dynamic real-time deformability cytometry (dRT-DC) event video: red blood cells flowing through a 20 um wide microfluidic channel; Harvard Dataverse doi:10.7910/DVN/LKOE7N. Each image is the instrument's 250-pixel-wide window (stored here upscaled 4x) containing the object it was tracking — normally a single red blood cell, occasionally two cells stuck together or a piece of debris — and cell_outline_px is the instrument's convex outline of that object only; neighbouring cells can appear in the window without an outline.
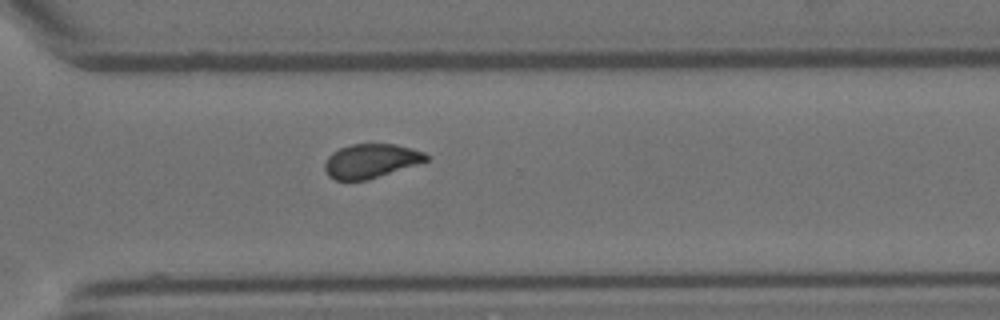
{"species": "Egyptian fruit bat (a non-hibernating species)", "species_latin": "Rousettus aegyptiacus", "temperature_condition": "room temperature", "stored_images_in_passage": 10, "camera_frame_rate_fps": 3000, "um_per_image_px": 0.085, "animal": {"sex": "female"}, "frame": {"image": 1, "passage_image": 10, "time_ms": 11.333, "image_size_px": [1000, 320], "cell_outline_px": [[428, 160], [368, 180], [336, 180], [328, 176], [324, 168], [324, 164], [328, 156], [332, 152], [340, 148], [352, 144], [396, 144], [412, 148], [424, 152], [428, 156]], "centroid_in_image_um": [31.5, 13.67], "position_along_channel_um": 339.1, "area_um2": 20.06}}